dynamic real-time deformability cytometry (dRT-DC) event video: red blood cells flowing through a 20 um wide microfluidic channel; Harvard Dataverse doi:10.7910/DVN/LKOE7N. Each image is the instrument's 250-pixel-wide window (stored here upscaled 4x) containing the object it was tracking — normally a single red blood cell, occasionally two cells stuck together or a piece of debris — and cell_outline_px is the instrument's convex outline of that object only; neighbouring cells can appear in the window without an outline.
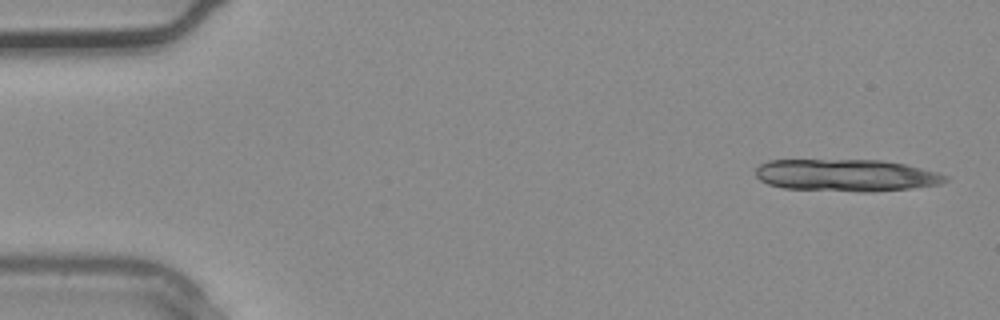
{"species": "common noctule bat (a hibernating species)", "species_latin": "Nyctalus noctula", "temperature_condition": "warm", "stored_images_in_passage": 3, "camera_frame_rate_fps": 3000, "um_per_image_px": 0.085, "animal": {"sex": "male", "body_mass_g": 20.4}, "frame": {"image": 1, "passage_image": 1, "time_ms": 0.0, "image_size_px": [1000, 320], "cell_outline_px": [[948, 180], [940, 184], [912, 188], [872, 192], [860, 192], [784, 188], [768, 184], [760, 180], [756, 176], [756, 168], [760, 164], [768, 160], [880, 160], [904, 164], [940, 172], [948, 176]], "centroid_in_image_um": [71.95, 14.9], "position_along_channel_um": 13.1, "area_um2": 35.72}}